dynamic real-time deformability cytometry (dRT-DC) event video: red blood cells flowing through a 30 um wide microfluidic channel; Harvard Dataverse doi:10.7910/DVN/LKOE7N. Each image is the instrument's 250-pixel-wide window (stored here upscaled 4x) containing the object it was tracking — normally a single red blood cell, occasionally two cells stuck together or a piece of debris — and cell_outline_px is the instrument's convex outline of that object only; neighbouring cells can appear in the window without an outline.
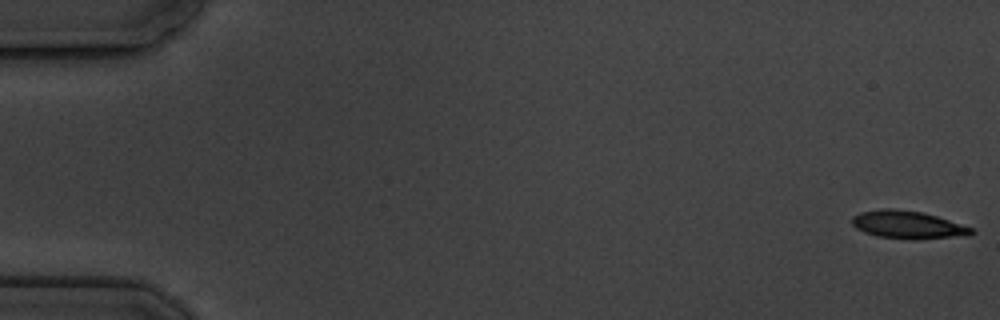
{"species": "common noctule bat (a hibernating species)", "species_latin": "Nyctalus noctula", "temperature_condition": "cold", "stored_images_in_passage": 4, "camera_frame_rate_fps": 3000, "um_per_image_px": 0.085, "animal": {"sex": "male", "body_mass_g": 19.5, "forearm_length_mm": 54.6}, "frame": {"image": 1, "passage_image": 1, "time_ms": 0.0, "image_size_px": [1000, 320], "cell_outline_px": [[976, 232], [968, 236], [916, 240], [908, 240], [876, 236], [864, 232], [856, 228], [852, 224], [852, 216], [860, 212], [880, 208], [892, 208], [924, 212], [972, 228]], "centroid_in_image_um": [77.16, 19.12], "position_along_channel_um": 7.8, "area_um2": 19.71}}